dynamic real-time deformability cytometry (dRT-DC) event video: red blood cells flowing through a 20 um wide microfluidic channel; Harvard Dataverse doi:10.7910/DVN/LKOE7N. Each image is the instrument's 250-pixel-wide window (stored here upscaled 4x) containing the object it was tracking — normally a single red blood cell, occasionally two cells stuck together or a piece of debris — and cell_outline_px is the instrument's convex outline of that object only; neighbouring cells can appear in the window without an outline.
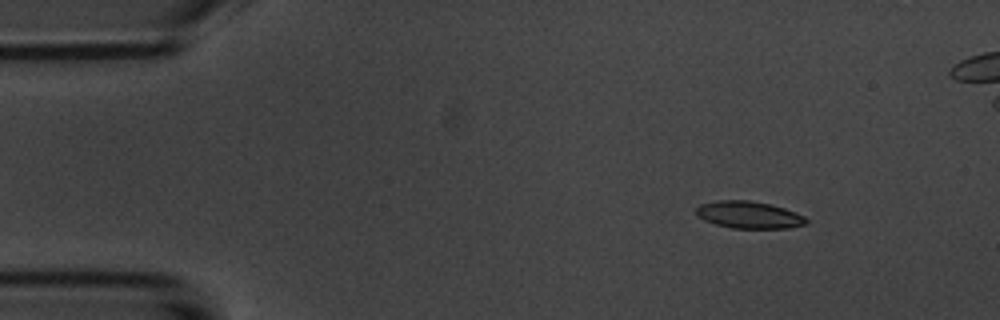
{"species": "common noctule bat (a hibernating species)", "species_latin": "Nyctalus noctula", "temperature_condition": "room temperature", "stored_images_in_passage": 3, "camera_frame_rate_fps": 3000, "um_per_image_px": 0.085, "animal": {"sex": "male", "body_mass_g": 20.1, "forearm_length_mm": 53.5}, "frame": {"image": 1, "passage_image": 1, "time_ms": 0.0, "image_size_px": [1000, 320], "cell_outline_px": [[808, 224], [788, 228], [732, 228], [716, 224], [704, 220], [696, 212], [696, 208], [700, 204], [716, 200], [748, 200], [768, 204], [784, 208], [796, 212], [804, 216], [808, 220]], "centroid_in_image_um": [63.68, 18.26], "position_along_channel_um": 21.3, "area_um2": 17.34}}